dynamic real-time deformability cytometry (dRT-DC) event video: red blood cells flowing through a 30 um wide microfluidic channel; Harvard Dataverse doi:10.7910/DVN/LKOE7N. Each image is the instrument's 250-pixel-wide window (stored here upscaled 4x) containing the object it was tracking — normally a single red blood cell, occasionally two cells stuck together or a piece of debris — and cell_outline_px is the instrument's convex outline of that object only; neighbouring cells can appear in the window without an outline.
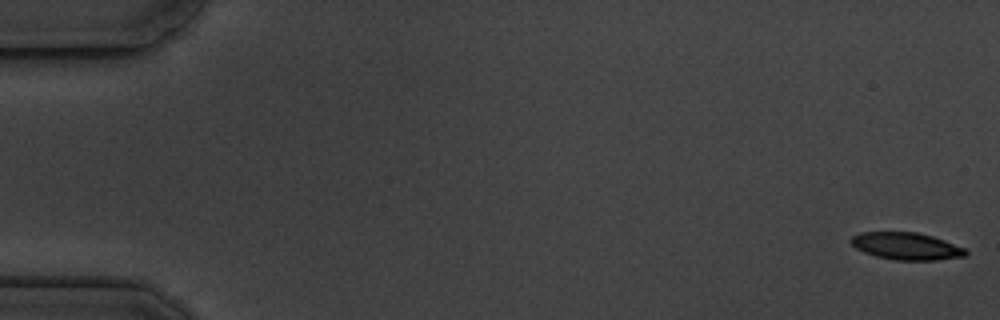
{"species": "common noctule bat (a hibernating species)", "species_latin": "Nyctalus noctula", "temperature_condition": "cold", "stored_images_in_passage": 7, "camera_frame_rate_fps": 3000, "um_per_image_px": 0.085, "animal": {"sex": "male", "body_mass_g": 19.5, "forearm_length_mm": 54.6}, "frame": {"image": 1, "passage_image": 1, "time_ms": 0.0, "image_size_px": [1000, 320], "cell_outline_px": [[968, 252], [964, 256], [936, 260], [896, 260], [876, 256], [864, 252], [856, 248], [848, 240], [852, 236], [860, 232], [916, 232], [932, 236], [944, 240], [964, 248]], "centroid_in_image_um": [77.0, 20.92], "position_along_channel_um": 8.0, "area_um2": 18.09}}
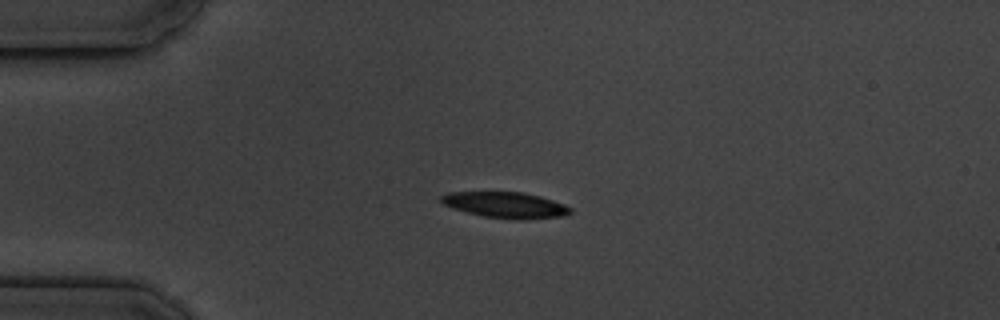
{"frame": {"image": 2, "passage_image": 5, "time_ms": 4.333, "image_size_px": [1000, 320], "cell_outline_px": [[572, 212], [564, 216], [520, 220], [512, 220], [484, 216], [452, 208], [444, 204], [440, 200], [440, 196], [448, 192], [524, 192], [540, 196], [564, 204], [572, 208]], "centroid_in_image_um": [42.99, 17.42], "position_along_channel_um": 42.0, "area_um2": 19.59}}